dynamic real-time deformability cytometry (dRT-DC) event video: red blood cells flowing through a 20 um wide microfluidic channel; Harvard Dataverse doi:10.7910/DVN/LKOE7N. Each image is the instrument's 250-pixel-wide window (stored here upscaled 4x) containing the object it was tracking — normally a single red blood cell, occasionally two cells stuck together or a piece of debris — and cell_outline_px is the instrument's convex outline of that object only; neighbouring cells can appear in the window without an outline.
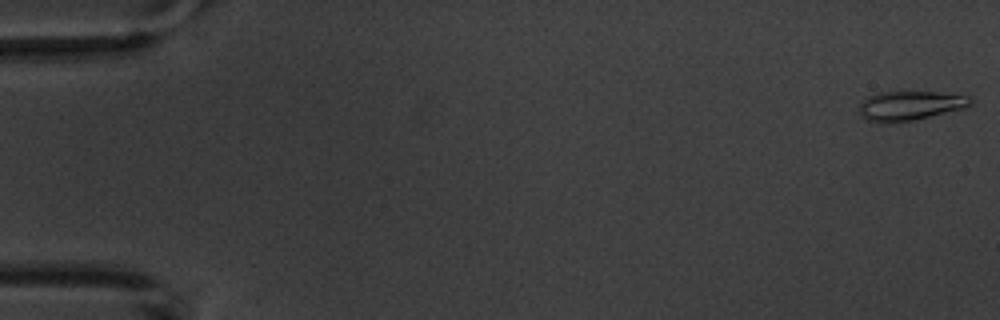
{"species": "common noctule bat (a hibernating species)", "species_latin": "Nyctalus noctula", "temperature_condition": "warm", "stored_images_in_passage": 6, "camera_frame_rate_fps": 3000, "um_per_image_px": 0.085, "animal": {"sex": "male", "body_mass_g": 20.1, "forearm_length_mm": 53.5}, "frame": {"image": 1, "passage_image": 1, "time_ms": 0.0, "image_size_px": [1000, 320], "cell_outline_px": [[972, 104], [964, 108], [916, 120], [888, 124], [880, 124], [864, 120], [860, 116], [860, 104], [868, 96], [876, 92], [900, 88], [936, 92], [968, 96], [972, 100]], "centroid_in_image_um": [77.27, 8.95], "position_along_channel_um": 7.7, "area_um2": 20.23}}